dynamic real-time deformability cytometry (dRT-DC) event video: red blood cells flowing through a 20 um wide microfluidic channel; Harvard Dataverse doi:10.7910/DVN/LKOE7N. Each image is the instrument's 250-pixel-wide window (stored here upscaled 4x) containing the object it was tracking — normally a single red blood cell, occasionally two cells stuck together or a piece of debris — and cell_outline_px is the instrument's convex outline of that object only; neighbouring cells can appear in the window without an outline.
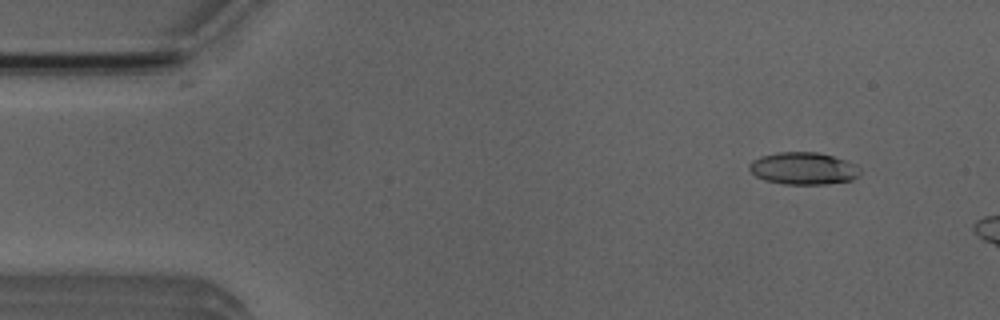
{"species": "Egyptian fruit bat (a non-hibernating species)", "species_latin": "Rousettus aegyptiacus", "temperature_condition": "room temperature", "stored_images_in_passage": 10, "camera_frame_rate_fps": 3000, "um_per_image_px": 0.085, "animal": {"sex": "male"}, "frame": {"image": 1, "passage_image": 5, "time_ms": 1.333, "image_size_px": [1000, 320], "cell_outline_px": [[860, 176], [852, 180], [824, 184], [784, 184], [764, 180], [756, 176], [748, 168], [748, 164], [752, 160], [760, 156], [780, 152], [816, 152], [848, 160], [856, 164], [860, 168]], "centroid_in_image_um": [68.3, 14.31], "position_along_channel_um": 16.7, "area_um2": 20.98}}